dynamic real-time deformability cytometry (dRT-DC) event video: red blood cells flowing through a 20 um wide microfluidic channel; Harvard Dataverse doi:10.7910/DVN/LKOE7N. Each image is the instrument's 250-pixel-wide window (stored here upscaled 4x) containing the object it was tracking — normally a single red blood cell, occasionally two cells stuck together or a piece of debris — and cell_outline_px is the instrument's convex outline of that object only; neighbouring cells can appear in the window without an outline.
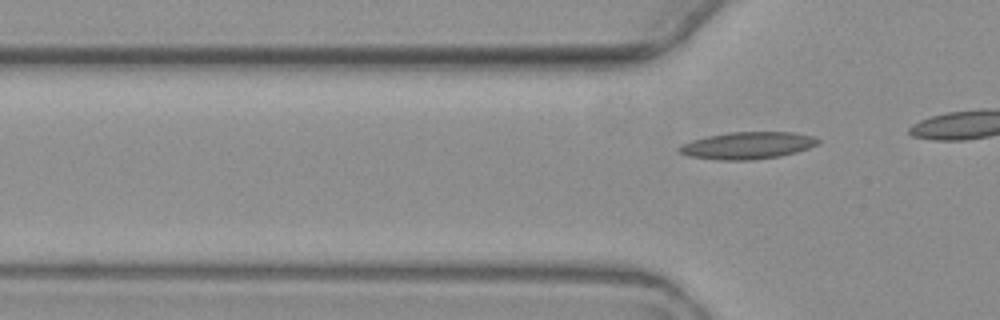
{"species": "common noctule bat (a hibernating species)", "species_latin": "Nyctalus noctula", "temperature_condition": "warm", "stored_images_in_passage": 6, "camera_frame_rate_fps": 3000, "um_per_image_px": 0.085, "animal": {"sex": "female", "body_mass_g": 19.3, "forearm_length_mm": 54.1}, "frame": {"image": 1, "passage_image": 6, "time_ms": 7.0, "image_size_px": [1000, 320], "cell_outline_px": [[820, 140], [816, 144], [808, 148], [796, 152], [780, 156], [752, 160], [716, 160], [688, 156], [680, 152], [676, 148], [680, 144], [692, 140], [708, 136], [728, 132], [792, 132], [812, 136]], "centroid_in_image_um": [63.49, 12.37], "position_along_channel_um": 62.3, "area_um2": 21.91}}